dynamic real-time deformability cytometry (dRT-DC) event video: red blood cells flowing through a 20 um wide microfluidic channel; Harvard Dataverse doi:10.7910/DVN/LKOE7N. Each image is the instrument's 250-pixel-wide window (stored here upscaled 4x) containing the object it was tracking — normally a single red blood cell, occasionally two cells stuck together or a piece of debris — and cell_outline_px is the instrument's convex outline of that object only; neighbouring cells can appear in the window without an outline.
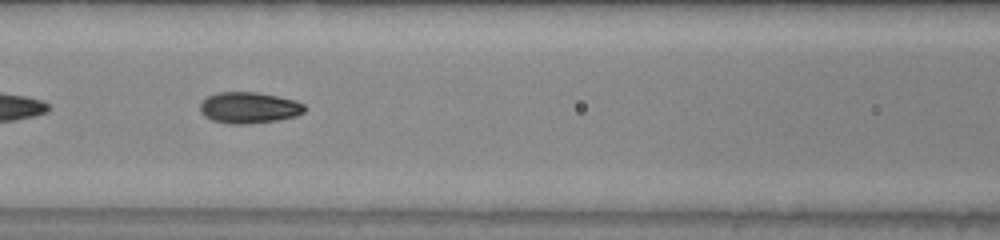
{"species": "common noctule bat (a hibernating species)", "species_latin": "Nyctalus noctula", "temperature_condition": "warm", "stored_images_in_passage": 16, "camera_frame_rate_fps": 3000, "um_per_image_px": 0.085, "animal": {"sex": "male", "body_mass_g": 20.0, "forearm_length_mm": 53.3}, "frame": {"image": 1, "passage_image": 10, "time_ms": 3.0, "image_size_px": [1000, 240], "cell_outline_px": [[308, 108], [304, 112], [296, 116], [280, 120], [248, 124], [228, 124], [212, 120], [204, 116], [200, 112], [200, 104], [208, 96], [216, 92], [256, 92], [296, 100], [304, 104]], "centroid_in_image_um": [21.18, 9.16], "position_along_channel_um": 145.4, "area_um2": 19.25}}